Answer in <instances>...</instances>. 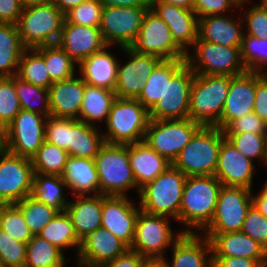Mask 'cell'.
Wrapping results in <instances>:
<instances>
[{"mask_svg":"<svg viewBox=\"0 0 267 267\" xmlns=\"http://www.w3.org/2000/svg\"><path fill=\"white\" fill-rule=\"evenodd\" d=\"M67 151L44 141L31 158L34 173L62 176L69 158Z\"/></svg>","mask_w":267,"mask_h":267,"instance_id":"ab89813d","label":"cell"},{"mask_svg":"<svg viewBox=\"0 0 267 267\" xmlns=\"http://www.w3.org/2000/svg\"><path fill=\"white\" fill-rule=\"evenodd\" d=\"M253 161L245 157L226 138L221 143L218 165L214 176L223 186L244 187L253 190Z\"/></svg>","mask_w":267,"mask_h":267,"instance_id":"d6986e66","label":"cell"},{"mask_svg":"<svg viewBox=\"0 0 267 267\" xmlns=\"http://www.w3.org/2000/svg\"><path fill=\"white\" fill-rule=\"evenodd\" d=\"M103 4L99 0H86L64 14L65 22L99 27Z\"/></svg>","mask_w":267,"mask_h":267,"instance_id":"c3c4849f","label":"cell"},{"mask_svg":"<svg viewBox=\"0 0 267 267\" xmlns=\"http://www.w3.org/2000/svg\"><path fill=\"white\" fill-rule=\"evenodd\" d=\"M24 8L52 2V0H20Z\"/></svg>","mask_w":267,"mask_h":267,"instance_id":"a7ac6f4b","label":"cell"},{"mask_svg":"<svg viewBox=\"0 0 267 267\" xmlns=\"http://www.w3.org/2000/svg\"><path fill=\"white\" fill-rule=\"evenodd\" d=\"M23 9L20 0H0V23L17 24Z\"/></svg>","mask_w":267,"mask_h":267,"instance_id":"6f0895ef","label":"cell"},{"mask_svg":"<svg viewBox=\"0 0 267 267\" xmlns=\"http://www.w3.org/2000/svg\"><path fill=\"white\" fill-rule=\"evenodd\" d=\"M20 111L14 75L12 77H0V132L13 121Z\"/></svg>","mask_w":267,"mask_h":267,"instance_id":"bcb514c9","label":"cell"},{"mask_svg":"<svg viewBox=\"0 0 267 267\" xmlns=\"http://www.w3.org/2000/svg\"><path fill=\"white\" fill-rule=\"evenodd\" d=\"M121 50L129 57V61L127 60L123 65L119 62L114 92L116 98L137 99L144 87V83L137 75V52L131 47L121 48Z\"/></svg>","mask_w":267,"mask_h":267,"instance_id":"74e56055","label":"cell"},{"mask_svg":"<svg viewBox=\"0 0 267 267\" xmlns=\"http://www.w3.org/2000/svg\"><path fill=\"white\" fill-rule=\"evenodd\" d=\"M141 267H165L162 259H146Z\"/></svg>","mask_w":267,"mask_h":267,"instance_id":"003e7915","label":"cell"},{"mask_svg":"<svg viewBox=\"0 0 267 267\" xmlns=\"http://www.w3.org/2000/svg\"><path fill=\"white\" fill-rule=\"evenodd\" d=\"M262 186L261 191H259L257 195L254 194L253 190L252 201L259 212L267 218V180H265Z\"/></svg>","mask_w":267,"mask_h":267,"instance_id":"be15d7a7","label":"cell"},{"mask_svg":"<svg viewBox=\"0 0 267 267\" xmlns=\"http://www.w3.org/2000/svg\"><path fill=\"white\" fill-rule=\"evenodd\" d=\"M86 0H52V2L65 14Z\"/></svg>","mask_w":267,"mask_h":267,"instance_id":"e7e4bbea","label":"cell"},{"mask_svg":"<svg viewBox=\"0 0 267 267\" xmlns=\"http://www.w3.org/2000/svg\"><path fill=\"white\" fill-rule=\"evenodd\" d=\"M47 116L21 110L1 132V147L11 154L31 159L45 141Z\"/></svg>","mask_w":267,"mask_h":267,"instance_id":"30bf717a","label":"cell"},{"mask_svg":"<svg viewBox=\"0 0 267 267\" xmlns=\"http://www.w3.org/2000/svg\"><path fill=\"white\" fill-rule=\"evenodd\" d=\"M231 14L211 15L198 19V38L222 46H241L244 36L242 18Z\"/></svg>","mask_w":267,"mask_h":267,"instance_id":"83f0119b","label":"cell"},{"mask_svg":"<svg viewBox=\"0 0 267 267\" xmlns=\"http://www.w3.org/2000/svg\"><path fill=\"white\" fill-rule=\"evenodd\" d=\"M34 175L31 159L0 146V205L17 204L30 195Z\"/></svg>","mask_w":267,"mask_h":267,"instance_id":"9a60e30c","label":"cell"},{"mask_svg":"<svg viewBox=\"0 0 267 267\" xmlns=\"http://www.w3.org/2000/svg\"><path fill=\"white\" fill-rule=\"evenodd\" d=\"M212 267H262L256 260L245 257H212Z\"/></svg>","mask_w":267,"mask_h":267,"instance_id":"94428289","label":"cell"},{"mask_svg":"<svg viewBox=\"0 0 267 267\" xmlns=\"http://www.w3.org/2000/svg\"><path fill=\"white\" fill-rule=\"evenodd\" d=\"M45 60L52 83L67 80L76 75L78 65L57 44L34 48Z\"/></svg>","mask_w":267,"mask_h":267,"instance_id":"f35d334b","label":"cell"},{"mask_svg":"<svg viewBox=\"0 0 267 267\" xmlns=\"http://www.w3.org/2000/svg\"><path fill=\"white\" fill-rule=\"evenodd\" d=\"M185 64L186 59L162 60L149 75L137 100L149 111L163 97L166 81Z\"/></svg>","mask_w":267,"mask_h":267,"instance_id":"1f68e13d","label":"cell"},{"mask_svg":"<svg viewBox=\"0 0 267 267\" xmlns=\"http://www.w3.org/2000/svg\"><path fill=\"white\" fill-rule=\"evenodd\" d=\"M66 255L56 246L33 235L26 244V260L24 267H65Z\"/></svg>","mask_w":267,"mask_h":267,"instance_id":"8d00e7d4","label":"cell"},{"mask_svg":"<svg viewBox=\"0 0 267 267\" xmlns=\"http://www.w3.org/2000/svg\"><path fill=\"white\" fill-rule=\"evenodd\" d=\"M162 61L161 58L137 52V75L142 83H145L155 67Z\"/></svg>","mask_w":267,"mask_h":267,"instance_id":"680465c9","label":"cell"},{"mask_svg":"<svg viewBox=\"0 0 267 267\" xmlns=\"http://www.w3.org/2000/svg\"><path fill=\"white\" fill-rule=\"evenodd\" d=\"M203 235L210 240L212 257H245L267 267V249L249 235L241 231Z\"/></svg>","mask_w":267,"mask_h":267,"instance_id":"44dd1931","label":"cell"},{"mask_svg":"<svg viewBox=\"0 0 267 267\" xmlns=\"http://www.w3.org/2000/svg\"><path fill=\"white\" fill-rule=\"evenodd\" d=\"M240 50L247 71L258 72L267 63V39L244 35Z\"/></svg>","mask_w":267,"mask_h":267,"instance_id":"7dc6e473","label":"cell"},{"mask_svg":"<svg viewBox=\"0 0 267 267\" xmlns=\"http://www.w3.org/2000/svg\"><path fill=\"white\" fill-rule=\"evenodd\" d=\"M224 133H256L267 134V123L254 112L247 113L232 120L224 129Z\"/></svg>","mask_w":267,"mask_h":267,"instance_id":"11a10c76","label":"cell"},{"mask_svg":"<svg viewBox=\"0 0 267 267\" xmlns=\"http://www.w3.org/2000/svg\"><path fill=\"white\" fill-rule=\"evenodd\" d=\"M263 6L267 9V0H260Z\"/></svg>","mask_w":267,"mask_h":267,"instance_id":"2644e50d","label":"cell"},{"mask_svg":"<svg viewBox=\"0 0 267 267\" xmlns=\"http://www.w3.org/2000/svg\"><path fill=\"white\" fill-rule=\"evenodd\" d=\"M100 194L127 196L137 185L130 166L128 145L105 143L94 158Z\"/></svg>","mask_w":267,"mask_h":267,"instance_id":"8992f818","label":"cell"},{"mask_svg":"<svg viewBox=\"0 0 267 267\" xmlns=\"http://www.w3.org/2000/svg\"><path fill=\"white\" fill-rule=\"evenodd\" d=\"M132 201L128 196L102 195L101 227L109 230L129 249L132 246L140 210Z\"/></svg>","mask_w":267,"mask_h":267,"instance_id":"e0dca14e","label":"cell"},{"mask_svg":"<svg viewBox=\"0 0 267 267\" xmlns=\"http://www.w3.org/2000/svg\"><path fill=\"white\" fill-rule=\"evenodd\" d=\"M255 102V72L246 71L231 76L228 94L221 113L220 121L215 127L223 130L232 120L244 114L252 113Z\"/></svg>","mask_w":267,"mask_h":267,"instance_id":"7402d4cb","label":"cell"},{"mask_svg":"<svg viewBox=\"0 0 267 267\" xmlns=\"http://www.w3.org/2000/svg\"><path fill=\"white\" fill-rule=\"evenodd\" d=\"M56 44L77 64L107 45L99 27L77 25L65 21Z\"/></svg>","mask_w":267,"mask_h":267,"instance_id":"603a6c76","label":"cell"},{"mask_svg":"<svg viewBox=\"0 0 267 267\" xmlns=\"http://www.w3.org/2000/svg\"><path fill=\"white\" fill-rule=\"evenodd\" d=\"M103 6L150 8L151 0H99Z\"/></svg>","mask_w":267,"mask_h":267,"instance_id":"6125c7cd","label":"cell"},{"mask_svg":"<svg viewBox=\"0 0 267 267\" xmlns=\"http://www.w3.org/2000/svg\"><path fill=\"white\" fill-rule=\"evenodd\" d=\"M0 229L26 244L33 236L21 210L15 204L0 205Z\"/></svg>","mask_w":267,"mask_h":267,"instance_id":"f6af8a7d","label":"cell"},{"mask_svg":"<svg viewBox=\"0 0 267 267\" xmlns=\"http://www.w3.org/2000/svg\"><path fill=\"white\" fill-rule=\"evenodd\" d=\"M129 248L109 230L99 228L81 240L78 267H101L123 255Z\"/></svg>","mask_w":267,"mask_h":267,"instance_id":"ac0fdd59","label":"cell"},{"mask_svg":"<svg viewBox=\"0 0 267 267\" xmlns=\"http://www.w3.org/2000/svg\"><path fill=\"white\" fill-rule=\"evenodd\" d=\"M224 131L215 126H202L180 151L172 165L185 176L214 175Z\"/></svg>","mask_w":267,"mask_h":267,"instance_id":"7a4b0ae2","label":"cell"},{"mask_svg":"<svg viewBox=\"0 0 267 267\" xmlns=\"http://www.w3.org/2000/svg\"><path fill=\"white\" fill-rule=\"evenodd\" d=\"M222 186L214 175L186 178L179 213L183 233H199L210 224Z\"/></svg>","mask_w":267,"mask_h":267,"instance_id":"6da1fadb","label":"cell"},{"mask_svg":"<svg viewBox=\"0 0 267 267\" xmlns=\"http://www.w3.org/2000/svg\"><path fill=\"white\" fill-rule=\"evenodd\" d=\"M26 243H22L0 229V262L2 267H24Z\"/></svg>","mask_w":267,"mask_h":267,"instance_id":"681fc988","label":"cell"},{"mask_svg":"<svg viewBox=\"0 0 267 267\" xmlns=\"http://www.w3.org/2000/svg\"><path fill=\"white\" fill-rule=\"evenodd\" d=\"M187 176L172 164L139 191L140 209L179 222L182 191Z\"/></svg>","mask_w":267,"mask_h":267,"instance_id":"277c9868","label":"cell"},{"mask_svg":"<svg viewBox=\"0 0 267 267\" xmlns=\"http://www.w3.org/2000/svg\"><path fill=\"white\" fill-rule=\"evenodd\" d=\"M115 99L114 91L85 84L79 120L92 126H97L96 122L106 123Z\"/></svg>","mask_w":267,"mask_h":267,"instance_id":"d6a6232c","label":"cell"},{"mask_svg":"<svg viewBox=\"0 0 267 267\" xmlns=\"http://www.w3.org/2000/svg\"><path fill=\"white\" fill-rule=\"evenodd\" d=\"M62 178L73 196L100 194L99 177L94 159L70 156Z\"/></svg>","mask_w":267,"mask_h":267,"instance_id":"f546056e","label":"cell"},{"mask_svg":"<svg viewBox=\"0 0 267 267\" xmlns=\"http://www.w3.org/2000/svg\"><path fill=\"white\" fill-rule=\"evenodd\" d=\"M194 74L185 64L166 81L163 97L149 110L151 120L189 118L190 90Z\"/></svg>","mask_w":267,"mask_h":267,"instance_id":"2e32d148","label":"cell"},{"mask_svg":"<svg viewBox=\"0 0 267 267\" xmlns=\"http://www.w3.org/2000/svg\"><path fill=\"white\" fill-rule=\"evenodd\" d=\"M241 232L249 235L267 249V218L254 205L247 212Z\"/></svg>","mask_w":267,"mask_h":267,"instance_id":"db71d44e","label":"cell"},{"mask_svg":"<svg viewBox=\"0 0 267 267\" xmlns=\"http://www.w3.org/2000/svg\"><path fill=\"white\" fill-rule=\"evenodd\" d=\"M17 76L22 80L48 89L52 84L44 58L33 48L20 58Z\"/></svg>","mask_w":267,"mask_h":267,"instance_id":"b9f144b4","label":"cell"},{"mask_svg":"<svg viewBox=\"0 0 267 267\" xmlns=\"http://www.w3.org/2000/svg\"><path fill=\"white\" fill-rule=\"evenodd\" d=\"M167 4L175 5L177 7H182L185 9H193L194 0H160Z\"/></svg>","mask_w":267,"mask_h":267,"instance_id":"03108f58","label":"cell"},{"mask_svg":"<svg viewBox=\"0 0 267 267\" xmlns=\"http://www.w3.org/2000/svg\"><path fill=\"white\" fill-rule=\"evenodd\" d=\"M66 188L68 189L62 176L34 173L29 196L59 212H64L70 202L64 193Z\"/></svg>","mask_w":267,"mask_h":267,"instance_id":"836d02e7","label":"cell"},{"mask_svg":"<svg viewBox=\"0 0 267 267\" xmlns=\"http://www.w3.org/2000/svg\"><path fill=\"white\" fill-rule=\"evenodd\" d=\"M26 49L17 25L0 23V77L17 75L20 58Z\"/></svg>","mask_w":267,"mask_h":267,"instance_id":"e575fe53","label":"cell"},{"mask_svg":"<svg viewBox=\"0 0 267 267\" xmlns=\"http://www.w3.org/2000/svg\"><path fill=\"white\" fill-rule=\"evenodd\" d=\"M224 135L245 157L253 162L258 159L259 163L263 162L264 167L267 165V134L247 132L224 133Z\"/></svg>","mask_w":267,"mask_h":267,"instance_id":"7bdbcfd3","label":"cell"},{"mask_svg":"<svg viewBox=\"0 0 267 267\" xmlns=\"http://www.w3.org/2000/svg\"><path fill=\"white\" fill-rule=\"evenodd\" d=\"M172 218L139 210L130 250L146 259H163L165 251L183 234L171 228Z\"/></svg>","mask_w":267,"mask_h":267,"instance_id":"9c48e42d","label":"cell"},{"mask_svg":"<svg viewBox=\"0 0 267 267\" xmlns=\"http://www.w3.org/2000/svg\"><path fill=\"white\" fill-rule=\"evenodd\" d=\"M99 128L70 118L69 156L94 159L105 144Z\"/></svg>","mask_w":267,"mask_h":267,"instance_id":"4dcf8cb0","label":"cell"},{"mask_svg":"<svg viewBox=\"0 0 267 267\" xmlns=\"http://www.w3.org/2000/svg\"><path fill=\"white\" fill-rule=\"evenodd\" d=\"M110 47L112 49L114 46L106 45L86 57L77 65V69L86 84L115 91L120 61L110 52Z\"/></svg>","mask_w":267,"mask_h":267,"instance_id":"d4e9b609","label":"cell"},{"mask_svg":"<svg viewBox=\"0 0 267 267\" xmlns=\"http://www.w3.org/2000/svg\"><path fill=\"white\" fill-rule=\"evenodd\" d=\"M241 46H222L197 38L192 51L186 53V64L195 74L236 76L246 72Z\"/></svg>","mask_w":267,"mask_h":267,"instance_id":"ba28073f","label":"cell"},{"mask_svg":"<svg viewBox=\"0 0 267 267\" xmlns=\"http://www.w3.org/2000/svg\"><path fill=\"white\" fill-rule=\"evenodd\" d=\"M15 205L21 210L25 223L33 235H37L59 213L58 210L31 196L25 197Z\"/></svg>","mask_w":267,"mask_h":267,"instance_id":"ee69618b","label":"cell"},{"mask_svg":"<svg viewBox=\"0 0 267 267\" xmlns=\"http://www.w3.org/2000/svg\"><path fill=\"white\" fill-rule=\"evenodd\" d=\"M260 77L267 81V63L258 71Z\"/></svg>","mask_w":267,"mask_h":267,"instance_id":"89a4df30","label":"cell"},{"mask_svg":"<svg viewBox=\"0 0 267 267\" xmlns=\"http://www.w3.org/2000/svg\"><path fill=\"white\" fill-rule=\"evenodd\" d=\"M14 84L21 110L50 116L48 89L26 82L17 75H14Z\"/></svg>","mask_w":267,"mask_h":267,"instance_id":"60d3db41","label":"cell"},{"mask_svg":"<svg viewBox=\"0 0 267 267\" xmlns=\"http://www.w3.org/2000/svg\"><path fill=\"white\" fill-rule=\"evenodd\" d=\"M252 192L244 187L222 186L213 219L200 233L241 231L247 212L253 205Z\"/></svg>","mask_w":267,"mask_h":267,"instance_id":"7c38bea8","label":"cell"},{"mask_svg":"<svg viewBox=\"0 0 267 267\" xmlns=\"http://www.w3.org/2000/svg\"><path fill=\"white\" fill-rule=\"evenodd\" d=\"M150 8L168 25L175 43L188 53L198 38V18L193 9L160 0H151Z\"/></svg>","mask_w":267,"mask_h":267,"instance_id":"ffe728a7","label":"cell"},{"mask_svg":"<svg viewBox=\"0 0 267 267\" xmlns=\"http://www.w3.org/2000/svg\"><path fill=\"white\" fill-rule=\"evenodd\" d=\"M248 1L252 2V0H194L193 11L198 19L211 15H225L231 8L234 12L240 8L243 10L246 6L244 4H248Z\"/></svg>","mask_w":267,"mask_h":267,"instance_id":"816d5d0a","label":"cell"},{"mask_svg":"<svg viewBox=\"0 0 267 267\" xmlns=\"http://www.w3.org/2000/svg\"><path fill=\"white\" fill-rule=\"evenodd\" d=\"M242 15L243 24H245L244 35L255 38L267 39V9L262 3L250 5Z\"/></svg>","mask_w":267,"mask_h":267,"instance_id":"f907efd6","label":"cell"},{"mask_svg":"<svg viewBox=\"0 0 267 267\" xmlns=\"http://www.w3.org/2000/svg\"><path fill=\"white\" fill-rule=\"evenodd\" d=\"M44 135L45 141L55 144L69 154L70 118L48 116Z\"/></svg>","mask_w":267,"mask_h":267,"instance_id":"f5cc1de1","label":"cell"},{"mask_svg":"<svg viewBox=\"0 0 267 267\" xmlns=\"http://www.w3.org/2000/svg\"><path fill=\"white\" fill-rule=\"evenodd\" d=\"M70 200L66 213L73 223L77 237L82 240L89 233L101 228L102 195H76Z\"/></svg>","mask_w":267,"mask_h":267,"instance_id":"f1b7e54d","label":"cell"},{"mask_svg":"<svg viewBox=\"0 0 267 267\" xmlns=\"http://www.w3.org/2000/svg\"><path fill=\"white\" fill-rule=\"evenodd\" d=\"M149 8L103 6L100 31L107 45L129 48L136 41Z\"/></svg>","mask_w":267,"mask_h":267,"instance_id":"4fadbf2b","label":"cell"},{"mask_svg":"<svg viewBox=\"0 0 267 267\" xmlns=\"http://www.w3.org/2000/svg\"><path fill=\"white\" fill-rule=\"evenodd\" d=\"M37 235L56 246L63 253L64 249H76L77 257L81 240L77 237L73 223L66 211L59 212Z\"/></svg>","mask_w":267,"mask_h":267,"instance_id":"d590c367","label":"cell"},{"mask_svg":"<svg viewBox=\"0 0 267 267\" xmlns=\"http://www.w3.org/2000/svg\"><path fill=\"white\" fill-rule=\"evenodd\" d=\"M149 111L137 99L116 98L101 131L108 144L128 145L144 141Z\"/></svg>","mask_w":267,"mask_h":267,"instance_id":"3957f363","label":"cell"},{"mask_svg":"<svg viewBox=\"0 0 267 267\" xmlns=\"http://www.w3.org/2000/svg\"><path fill=\"white\" fill-rule=\"evenodd\" d=\"M145 260L146 258L139 253L128 249L123 255L103 264L101 267H141Z\"/></svg>","mask_w":267,"mask_h":267,"instance_id":"91938a15","label":"cell"},{"mask_svg":"<svg viewBox=\"0 0 267 267\" xmlns=\"http://www.w3.org/2000/svg\"><path fill=\"white\" fill-rule=\"evenodd\" d=\"M131 48L162 60L186 59V53L173 40L168 25L151 8L146 11L138 37Z\"/></svg>","mask_w":267,"mask_h":267,"instance_id":"5bb4252c","label":"cell"},{"mask_svg":"<svg viewBox=\"0 0 267 267\" xmlns=\"http://www.w3.org/2000/svg\"><path fill=\"white\" fill-rule=\"evenodd\" d=\"M202 127L190 118L149 121L144 141L170 163Z\"/></svg>","mask_w":267,"mask_h":267,"instance_id":"8fae6325","label":"cell"},{"mask_svg":"<svg viewBox=\"0 0 267 267\" xmlns=\"http://www.w3.org/2000/svg\"><path fill=\"white\" fill-rule=\"evenodd\" d=\"M253 112L267 123V81L255 72V102Z\"/></svg>","mask_w":267,"mask_h":267,"instance_id":"9f6ffc18","label":"cell"},{"mask_svg":"<svg viewBox=\"0 0 267 267\" xmlns=\"http://www.w3.org/2000/svg\"><path fill=\"white\" fill-rule=\"evenodd\" d=\"M128 155L138 193L172 164L145 141L128 144Z\"/></svg>","mask_w":267,"mask_h":267,"instance_id":"4316f807","label":"cell"},{"mask_svg":"<svg viewBox=\"0 0 267 267\" xmlns=\"http://www.w3.org/2000/svg\"><path fill=\"white\" fill-rule=\"evenodd\" d=\"M231 76L194 74L189 118L202 126H215L221 117Z\"/></svg>","mask_w":267,"mask_h":267,"instance_id":"5b68a950","label":"cell"},{"mask_svg":"<svg viewBox=\"0 0 267 267\" xmlns=\"http://www.w3.org/2000/svg\"><path fill=\"white\" fill-rule=\"evenodd\" d=\"M64 21V13L53 2H48L24 8L16 25L22 44L33 49L56 44Z\"/></svg>","mask_w":267,"mask_h":267,"instance_id":"52a82bcc","label":"cell"},{"mask_svg":"<svg viewBox=\"0 0 267 267\" xmlns=\"http://www.w3.org/2000/svg\"><path fill=\"white\" fill-rule=\"evenodd\" d=\"M76 76L54 82L48 88L51 116L79 120L86 83L80 76Z\"/></svg>","mask_w":267,"mask_h":267,"instance_id":"484cf974","label":"cell"},{"mask_svg":"<svg viewBox=\"0 0 267 267\" xmlns=\"http://www.w3.org/2000/svg\"><path fill=\"white\" fill-rule=\"evenodd\" d=\"M171 251L172 261L162 259L165 267H212L211 243L202 233H183Z\"/></svg>","mask_w":267,"mask_h":267,"instance_id":"cb8c5ba5","label":"cell"}]
</instances>
